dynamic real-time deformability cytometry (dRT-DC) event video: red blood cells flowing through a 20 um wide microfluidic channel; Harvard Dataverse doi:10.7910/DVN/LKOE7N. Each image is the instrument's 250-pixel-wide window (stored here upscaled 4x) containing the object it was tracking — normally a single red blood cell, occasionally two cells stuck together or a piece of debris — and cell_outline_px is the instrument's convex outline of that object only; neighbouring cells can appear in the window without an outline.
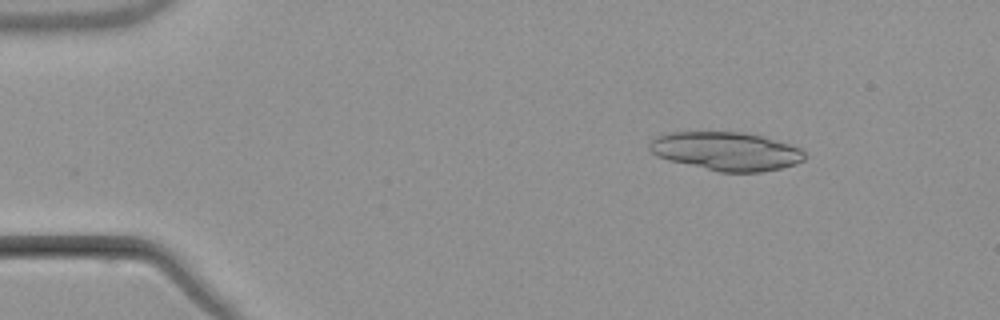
{"species": "common noctule bat (a hibernating species)", "species_latin": "Nyctalus noctula", "temperature_condition": "warm", "stored_images_in_passage": 7, "segment_of_instrument_passage": [1, 2], "camera_frame_rate_fps": 3000, "um_per_image_px": 0.085, "animal": {"sex": "male", "body_mass_g": 21.5, "forearm_length_mm": 52.0}, "frame": {"image": 1, "passage_image": 3, "time_ms": 2.333, "image_size_px": [1000, 320], "cell_outline_px": [[808, 156], [804, 160], [796, 164], [764, 172], [720, 172], [668, 160], [656, 156], [648, 148], [648, 144], [656, 136], [672, 132], [744, 132], [764, 136], [800, 148]], "centroid_in_image_um": [61.74, 12.85], "position_along_channel_um": 23.3, "area_um2": 34.97}}